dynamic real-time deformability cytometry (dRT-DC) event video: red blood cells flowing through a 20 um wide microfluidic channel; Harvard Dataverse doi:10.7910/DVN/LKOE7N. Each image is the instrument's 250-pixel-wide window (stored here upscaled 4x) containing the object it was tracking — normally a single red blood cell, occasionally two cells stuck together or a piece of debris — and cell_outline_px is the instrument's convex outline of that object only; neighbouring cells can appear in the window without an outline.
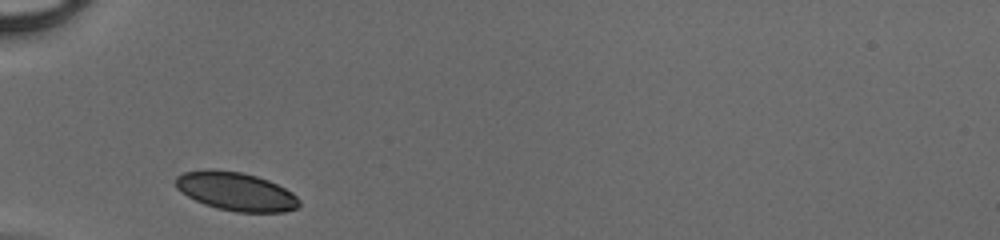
{"species": "human", "species_latin": "Homo sapiens", "temperature_condition": "cold", "stored_images_in_passage": 25, "camera_frame_rate_fps": 3000, "um_per_image_px": 0.085, "donor": {"sex": "male"}, "frame": {"image": 1, "passage_image": 1, "time_ms": 0.0, "image_size_px": [1000, 240], "cell_outline_px": [[300, 204], [296, 208], [284, 212], [236, 212], [216, 208], [204, 204], [188, 196], [176, 188], [176, 176], [184, 172], [240, 172], [256, 176], [268, 180], [292, 192], [300, 200]], "centroid_in_image_um": [20.11, 16.32], "position_along_channel_um": 64.9, "area_um2": 26.88}}
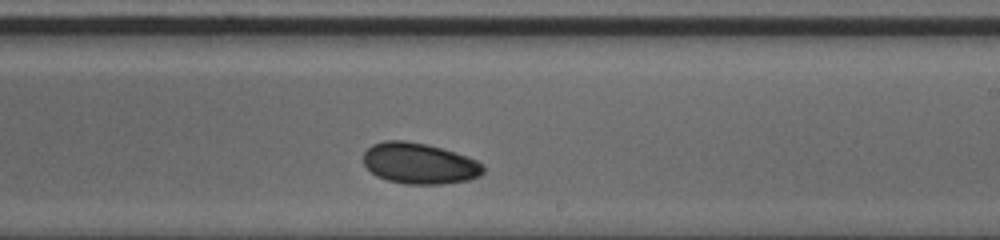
{"frame": {"image": 2, "passage_image": 15, "time_ms": 4.667, "image_size_px": [1000, 240], "cell_outline_px": [[484, 172], [480, 176], [468, 180], [444, 184], [404, 184], [388, 180], [376, 176], [364, 164], [364, 152], [372, 144], [384, 140], [404, 140], [428, 144], [468, 156], [484, 164]], "centroid_in_image_um": [35.67, 13.89], "position_along_channel_um": 253.3, "area_um2": 28.84}}
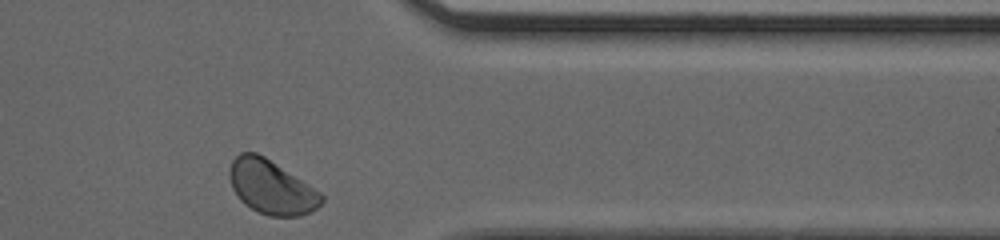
{"frame": {"image": 3, "passage_image": 25, "time_ms": 8.0, "image_size_px": [1000, 240], "cell_outline_px": [[324, 200], [316, 208], [300, 216], [268, 216], [244, 204], [240, 200], [232, 188], [228, 176], [228, 172], [232, 160], [240, 152], [256, 152], [264, 156], [308, 184], [320, 192], [324, 196]], "centroid_in_image_um": [23.03, 15.9], "position_along_channel_um": 388.4, "area_um2": 28.73}}